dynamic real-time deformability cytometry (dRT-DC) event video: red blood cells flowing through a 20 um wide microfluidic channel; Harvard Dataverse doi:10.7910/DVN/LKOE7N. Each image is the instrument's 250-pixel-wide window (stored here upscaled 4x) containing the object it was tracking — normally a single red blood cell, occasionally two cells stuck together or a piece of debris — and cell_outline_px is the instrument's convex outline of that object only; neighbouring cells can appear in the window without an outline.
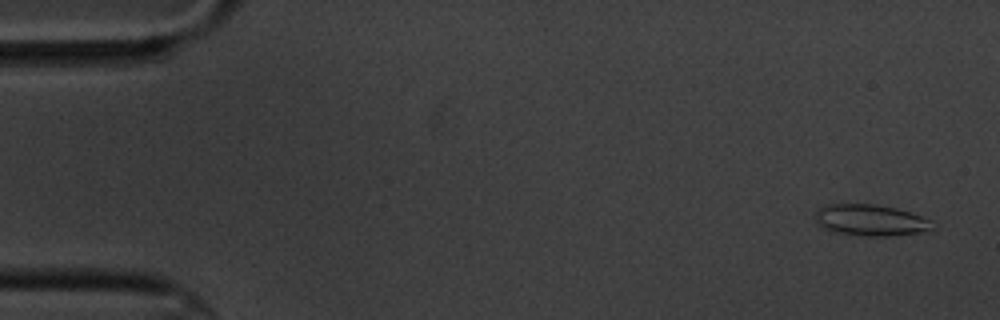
{"species": "common noctule bat (a hibernating species)", "species_latin": "Nyctalus noctula", "temperature_condition": "cold", "stored_images_in_passage": 5, "camera_frame_rate_fps": 3000, "um_per_image_px": 0.085, "animal": {"sex": "male", "body_mass_g": 20.1, "forearm_length_mm": 53.5}, "frame": {"image": 1, "passage_image": 1, "time_ms": 0.0, "image_size_px": [1000, 320], "cell_outline_px": [[936, 228], [924, 232], [888, 236], [864, 236], [836, 232], [824, 228], [816, 224], [816, 212], [820, 208], [828, 204], [876, 204], [896, 208], [932, 220]], "centroid_in_image_um": [74.03, 18.72], "position_along_channel_um": 11.0, "area_um2": 21.44}}
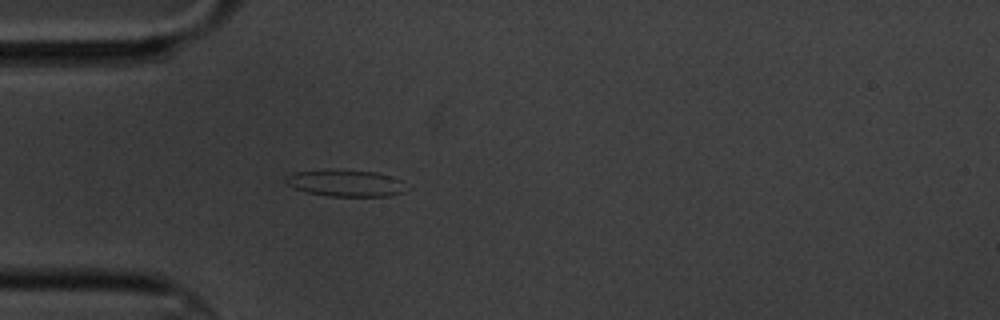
{"frame": {"image": 2, "passage_image": 5, "time_ms": 4.667, "image_size_px": [1000, 320], "cell_outline_px": [[412, 188], [404, 192], [388, 196], [328, 196], [308, 192], [296, 188], [288, 184], [284, 180], [284, 176], [292, 172], [328, 168], [336, 168], [376, 172], [400, 180]], "centroid_in_image_um": [29.38, 15.54], "position_along_channel_um": 55.6, "area_um2": 19.31}}